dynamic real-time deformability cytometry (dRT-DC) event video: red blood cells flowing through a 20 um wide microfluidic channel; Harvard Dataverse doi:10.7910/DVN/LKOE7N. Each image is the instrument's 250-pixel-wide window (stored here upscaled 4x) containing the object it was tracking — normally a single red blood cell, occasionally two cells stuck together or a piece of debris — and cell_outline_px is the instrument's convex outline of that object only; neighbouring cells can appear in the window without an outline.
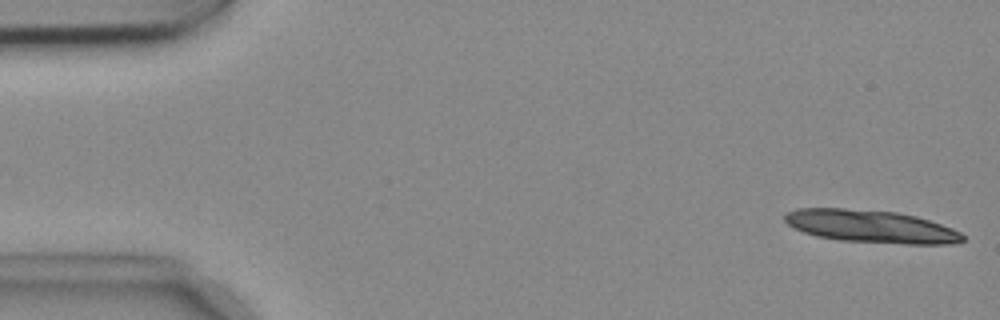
{"species": "common noctule bat (a hibernating species)", "species_latin": "Nyctalus noctula", "temperature_condition": "cold", "stored_images_in_passage": 13, "camera_frame_rate_fps": 3000, "um_per_image_px": 0.085, "animal": {"sex": "female", "body_mass_g": 18.4}, "frame": {"image": 1, "passage_image": 1, "time_ms": 0.0, "image_size_px": [1000, 320], "cell_outline_px": [[964, 240], [948, 244], [908, 244], [840, 240], [820, 236], [804, 232], [788, 224], [784, 220], [784, 216], [788, 212], [800, 208], [844, 208], [896, 212], [916, 216], [952, 228], [960, 232], [964, 236]], "centroid_in_image_um": [74.04, 19.24], "position_along_channel_um": 11.0, "area_um2": 33.47}}